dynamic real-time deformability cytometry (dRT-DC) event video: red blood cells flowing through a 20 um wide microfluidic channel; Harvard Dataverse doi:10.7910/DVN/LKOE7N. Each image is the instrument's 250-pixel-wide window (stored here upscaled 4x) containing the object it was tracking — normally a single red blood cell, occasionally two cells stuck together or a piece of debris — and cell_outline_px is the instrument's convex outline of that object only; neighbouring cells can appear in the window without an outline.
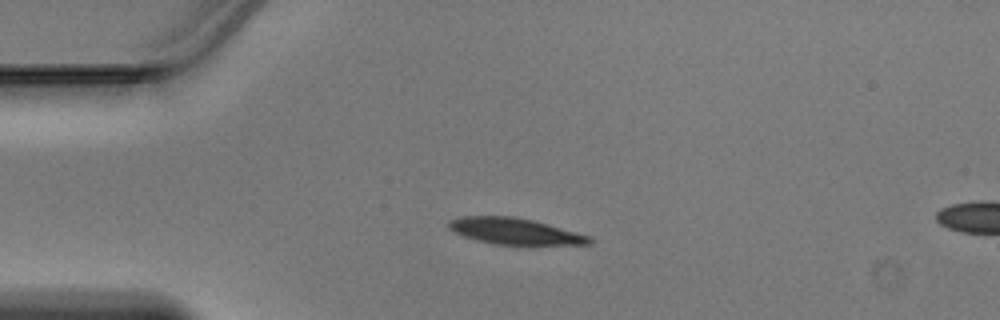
{"species": "Egyptian fruit bat (a non-hibernating species)", "species_latin": "Rousettus aegyptiacus", "temperature_condition": "warm", "stored_images_in_passage": 4, "camera_frame_rate_fps": 3000, "um_per_image_px": 0.085, "animal": {"sex": "male"}, "frame": {"image": 1, "passage_image": 1, "time_ms": 0.0, "image_size_px": [1000, 320], "cell_outline_px": [[592, 244], [496, 244], [476, 240], [464, 236], [448, 228], [448, 220], [460, 216], [512, 216], [532, 220], [588, 236], [592, 240]], "centroid_in_image_um": [43.67, 19.64], "position_along_channel_um": 41.3, "area_um2": 20.98}}